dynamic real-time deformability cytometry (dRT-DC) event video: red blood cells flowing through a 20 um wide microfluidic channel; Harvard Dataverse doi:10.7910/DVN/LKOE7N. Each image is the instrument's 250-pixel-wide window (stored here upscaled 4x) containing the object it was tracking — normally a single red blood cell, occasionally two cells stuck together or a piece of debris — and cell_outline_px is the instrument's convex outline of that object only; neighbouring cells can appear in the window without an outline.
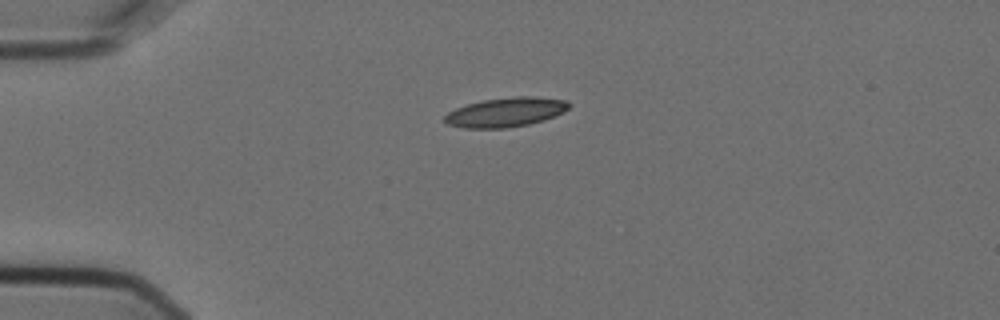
{"species": "Egyptian fruit bat (a non-hibernating species)", "species_latin": "Rousettus aegyptiacus", "temperature_condition": "cold", "stored_images_in_passage": 3, "camera_frame_rate_fps": 3000, "um_per_image_px": 0.085, "animal": {"sex": "female"}, "frame": {"image": 1, "passage_image": 1, "time_ms": 0.0, "image_size_px": [1000, 320], "cell_outline_px": [[568, 108], [564, 112], [544, 120], [528, 124], [504, 128], [464, 128], [448, 124], [444, 120], [444, 116], [448, 112], [456, 108], [468, 104], [484, 100], [516, 96], [536, 96], [568, 100]], "centroid_in_image_um": [43.0, 9.53], "position_along_channel_um": 42.0, "area_um2": 21.15}}
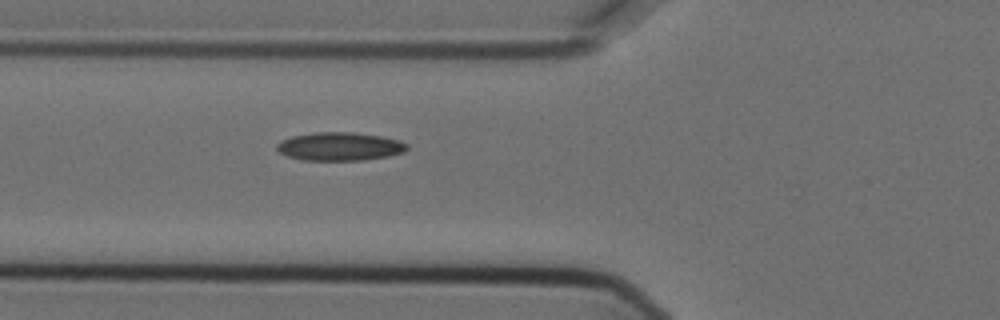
{"frame": {"image": 2, "passage_image": 3, "time_ms": 0.667, "image_size_px": [1000, 320], "cell_outline_px": [[408, 148], [404, 152], [388, 156], [364, 160], [304, 160], [288, 156], [280, 152], [276, 148], [276, 144], [280, 140], [292, 136], [316, 132], [352, 132], [380, 136], [400, 140], [408, 144]], "centroid_in_image_um": [28.88, 12.44], "position_along_channel_um": 96.9, "area_um2": 21.5}}